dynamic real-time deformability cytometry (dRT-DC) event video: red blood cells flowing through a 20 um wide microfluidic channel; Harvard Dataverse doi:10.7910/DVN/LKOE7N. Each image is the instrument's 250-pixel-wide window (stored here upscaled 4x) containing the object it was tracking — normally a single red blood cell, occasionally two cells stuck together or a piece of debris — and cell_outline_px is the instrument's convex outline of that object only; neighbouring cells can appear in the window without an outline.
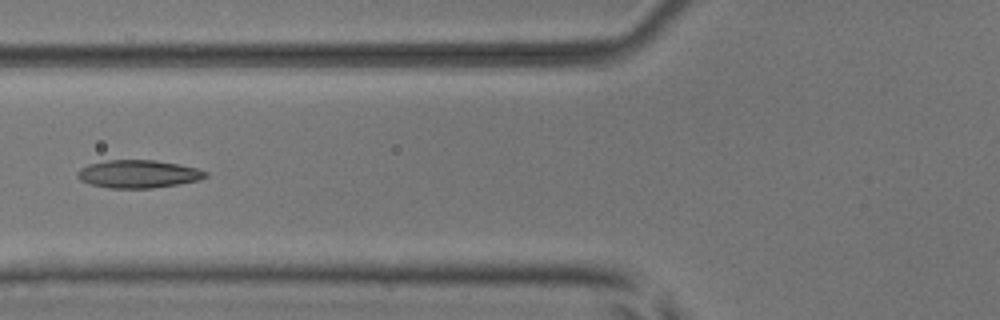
{"species": "common noctule bat (a hibernating species)", "species_latin": "Nyctalus noctula", "temperature_condition": "room temperature", "stored_images_in_passage": 6, "camera_frame_rate_fps": 3000, "um_per_image_px": 0.085, "animal": {"sex": "male", "body_mass_g": 17.9, "forearm_length_mm": 54.2}, "frame": {"image": 1, "passage_image": 6, "time_ms": 1.667, "image_size_px": [1000, 320], "cell_outline_px": [[208, 176], [196, 180], [176, 184], [152, 188], [108, 188], [88, 184], [80, 180], [76, 176], [76, 172], [80, 168], [88, 164], [108, 160], [156, 160], [180, 164], [196, 168], [208, 172]], "centroid_in_image_um": [11.7, 14.78], "position_along_channel_um": 114.1, "area_um2": 20.87}}